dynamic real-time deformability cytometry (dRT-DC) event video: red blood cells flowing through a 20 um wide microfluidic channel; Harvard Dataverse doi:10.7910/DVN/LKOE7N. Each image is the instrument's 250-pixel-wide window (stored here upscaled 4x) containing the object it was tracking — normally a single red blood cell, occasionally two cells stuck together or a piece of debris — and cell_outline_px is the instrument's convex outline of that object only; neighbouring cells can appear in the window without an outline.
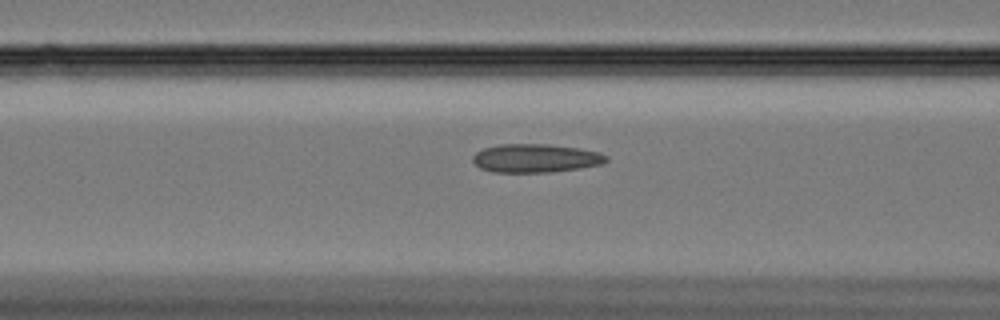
{"species": "Egyptian fruit bat (a non-hibernating species)", "species_latin": "Rousettus aegyptiacus", "temperature_condition": "cold", "stored_images_in_passage": 60, "camera_frame_rate_fps": 3000, "um_per_image_px": 0.085, "animal": {"sex": "female"}, "frame": {"image": 1, "passage_image": 24, "time_ms": 7.667, "image_size_px": [1000, 320], "cell_outline_px": [[608, 160], [604, 164], [580, 168], [548, 172], [492, 172], [480, 168], [472, 160], [472, 156], [476, 152], [484, 148], [500, 144], [548, 144], [580, 148], [600, 152], [608, 156]], "centroid_in_image_um": [45.55, 13.44], "position_along_channel_um": 121.0, "area_um2": 22.31}}
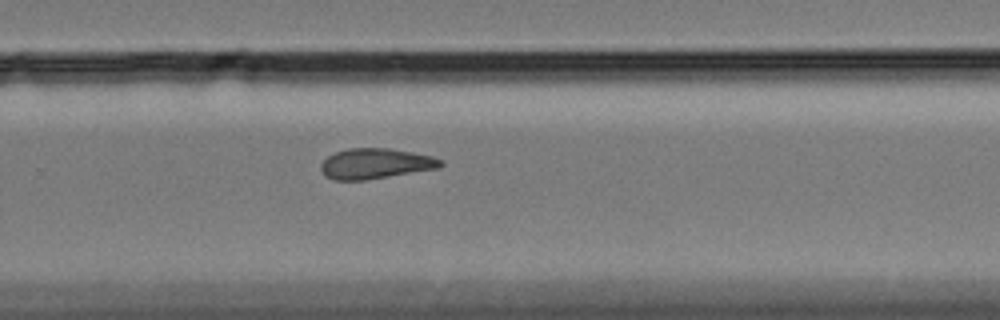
{"frame": {"image": 2, "passage_image": 40, "time_ms": 13.0, "image_size_px": [1000, 320], "cell_outline_px": [[444, 164], [440, 168], [364, 180], [332, 180], [324, 176], [320, 168], [320, 164], [328, 156], [336, 152], [348, 148], [388, 148], [412, 152], [432, 156], [444, 160]], "centroid_in_image_um": [31.92, 13.91], "position_along_channel_um": 297.9, "area_um2": 21.33}}
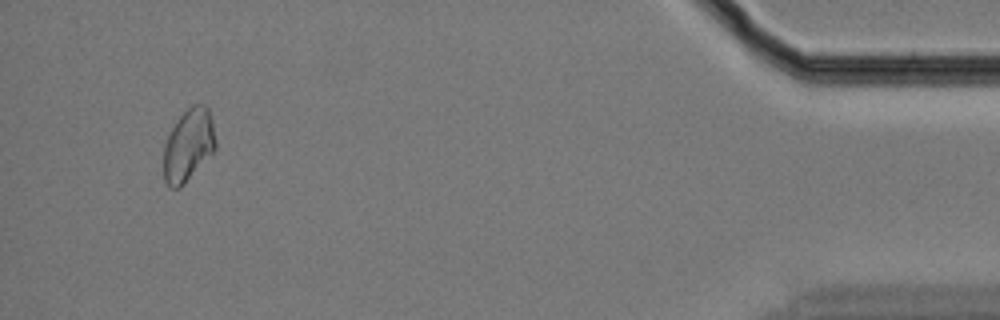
{"frame": {"image": 3, "passage_image": 57, "time_ms": 18.667, "image_size_px": [1000, 320], "cell_outline_px": [[216, 148], [184, 184], [180, 188], [168, 188], [164, 180], [164, 144], [172, 128], [180, 116], [192, 104], [204, 104], [208, 108], [212, 120], [216, 140]], "centroid_in_image_um": [16.01, 12.34], "position_along_channel_um": 419.2, "area_um2": 21.79}, "authors_computed_cell_mechanics": {"area_um2": 21.9062, "velocity_mm_per_s": 3.3244, "shape_relaxation_time_tau1_ms": null, "shape_relaxation_time_tau2_ms": 4.2304, "deformation_change_tau1": null, "deformation_change_tau2": 0.1052}}